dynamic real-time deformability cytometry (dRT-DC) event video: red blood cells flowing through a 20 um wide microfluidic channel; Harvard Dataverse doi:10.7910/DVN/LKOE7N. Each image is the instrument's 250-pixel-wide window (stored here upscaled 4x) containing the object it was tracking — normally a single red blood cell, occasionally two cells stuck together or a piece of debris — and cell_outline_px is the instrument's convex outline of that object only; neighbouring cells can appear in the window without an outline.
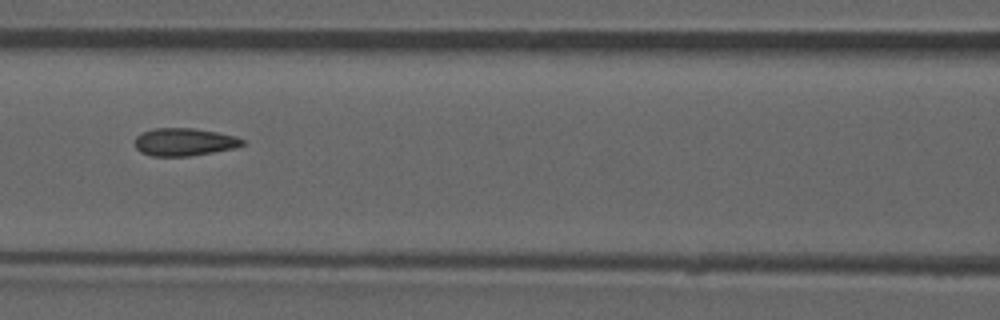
{"species": "common noctule bat (a hibernating species)", "species_latin": "Nyctalus noctula", "temperature_condition": "room temperature", "stored_images_in_passage": 43, "camera_frame_rate_fps": 3000, "um_per_image_px": 0.085, "animal": {"sex": "male", "forearm_length_mm": 52.5}, "frame": {"image": 1, "passage_image": 23, "time_ms": 7.333, "image_size_px": [1000, 320], "cell_outline_px": [[244, 144], [232, 148], [212, 152], [188, 156], [152, 156], [140, 152], [136, 148], [136, 136], [152, 128], [196, 128], [236, 136], [244, 140]], "centroid_in_image_um": [15.64, 12.06], "position_along_channel_um": 151.0, "area_um2": 17.22}, "authors_computed_cell_mechanics": {"area_um2": 17.6868, "velocity_mm_per_s": 3.9401, "shape_relaxation_time_tau1_ms": null, "shape_relaxation_time_tau2_ms": 0.505, "deformation_change_tau1": null, "deformation_change_tau2": 0.0494}}